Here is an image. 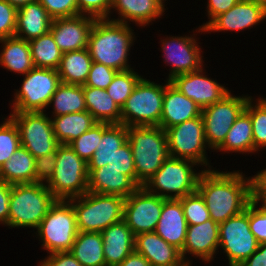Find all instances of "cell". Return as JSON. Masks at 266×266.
<instances>
[{
	"label": "cell",
	"mask_w": 266,
	"mask_h": 266,
	"mask_svg": "<svg viewBox=\"0 0 266 266\" xmlns=\"http://www.w3.org/2000/svg\"><path fill=\"white\" fill-rule=\"evenodd\" d=\"M29 44L36 68L58 69L63 52L56 45L50 31L29 41Z\"/></svg>",
	"instance_id": "8d00e7d4"
},
{
	"label": "cell",
	"mask_w": 266,
	"mask_h": 266,
	"mask_svg": "<svg viewBox=\"0 0 266 266\" xmlns=\"http://www.w3.org/2000/svg\"><path fill=\"white\" fill-rule=\"evenodd\" d=\"M203 197L210 217L221 223L242 213L254 198V178L247 181L239 172H201L197 189Z\"/></svg>",
	"instance_id": "6da1fadb"
},
{
	"label": "cell",
	"mask_w": 266,
	"mask_h": 266,
	"mask_svg": "<svg viewBox=\"0 0 266 266\" xmlns=\"http://www.w3.org/2000/svg\"><path fill=\"white\" fill-rule=\"evenodd\" d=\"M17 125L20 145L35 158L54 152L59 143L51 119L44 112H13L9 116Z\"/></svg>",
	"instance_id": "8fae6325"
},
{
	"label": "cell",
	"mask_w": 266,
	"mask_h": 266,
	"mask_svg": "<svg viewBox=\"0 0 266 266\" xmlns=\"http://www.w3.org/2000/svg\"><path fill=\"white\" fill-rule=\"evenodd\" d=\"M55 201L52 192L43 183L13 184L7 225L38 228Z\"/></svg>",
	"instance_id": "277c9868"
},
{
	"label": "cell",
	"mask_w": 266,
	"mask_h": 266,
	"mask_svg": "<svg viewBox=\"0 0 266 266\" xmlns=\"http://www.w3.org/2000/svg\"><path fill=\"white\" fill-rule=\"evenodd\" d=\"M128 141L127 126L111 124L103 133L97 150L88 161V168H101L111 164L113 157L122 145Z\"/></svg>",
	"instance_id": "1f68e13d"
},
{
	"label": "cell",
	"mask_w": 266,
	"mask_h": 266,
	"mask_svg": "<svg viewBox=\"0 0 266 266\" xmlns=\"http://www.w3.org/2000/svg\"><path fill=\"white\" fill-rule=\"evenodd\" d=\"M134 251L143 255L151 266H190L183 260L181 251L155 231L135 235Z\"/></svg>",
	"instance_id": "d6986e66"
},
{
	"label": "cell",
	"mask_w": 266,
	"mask_h": 266,
	"mask_svg": "<svg viewBox=\"0 0 266 266\" xmlns=\"http://www.w3.org/2000/svg\"><path fill=\"white\" fill-rule=\"evenodd\" d=\"M9 4H11L13 7H15L16 9H19L23 6H25L26 4L33 2L35 0H6Z\"/></svg>",
	"instance_id": "6f0895ef"
},
{
	"label": "cell",
	"mask_w": 266,
	"mask_h": 266,
	"mask_svg": "<svg viewBox=\"0 0 266 266\" xmlns=\"http://www.w3.org/2000/svg\"><path fill=\"white\" fill-rule=\"evenodd\" d=\"M163 198L138 187L125 198L123 220L134 235L153 232L160 219Z\"/></svg>",
	"instance_id": "9a60e30c"
},
{
	"label": "cell",
	"mask_w": 266,
	"mask_h": 266,
	"mask_svg": "<svg viewBox=\"0 0 266 266\" xmlns=\"http://www.w3.org/2000/svg\"><path fill=\"white\" fill-rule=\"evenodd\" d=\"M162 47L166 53L167 62L172 63L173 68L168 80L180 74L202 69V58L195 39L186 36L172 37L169 41L163 40Z\"/></svg>",
	"instance_id": "ffe728a7"
},
{
	"label": "cell",
	"mask_w": 266,
	"mask_h": 266,
	"mask_svg": "<svg viewBox=\"0 0 266 266\" xmlns=\"http://www.w3.org/2000/svg\"><path fill=\"white\" fill-rule=\"evenodd\" d=\"M256 199H258V201L262 200L263 202L266 203V198H256Z\"/></svg>",
	"instance_id": "91938a15"
},
{
	"label": "cell",
	"mask_w": 266,
	"mask_h": 266,
	"mask_svg": "<svg viewBox=\"0 0 266 266\" xmlns=\"http://www.w3.org/2000/svg\"><path fill=\"white\" fill-rule=\"evenodd\" d=\"M165 86L141 78L121 108L125 126H159Z\"/></svg>",
	"instance_id": "52a82bcc"
},
{
	"label": "cell",
	"mask_w": 266,
	"mask_h": 266,
	"mask_svg": "<svg viewBox=\"0 0 266 266\" xmlns=\"http://www.w3.org/2000/svg\"><path fill=\"white\" fill-rule=\"evenodd\" d=\"M259 243L250 230L249 204L234 217L219 223V246L228 258L230 266H239L258 248Z\"/></svg>",
	"instance_id": "7c38bea8"
},
{
	"label": "cell",
	"mask_w": 266,
	"mask_h": 266,
	"mask_svg": "<svg viewBox=\"0 0 266 266\" xmlns=\"http://www.w3.org/2000/svg\"><path fill=\"white\" fill-rule=\"evenodd\" d=\"M53 102L55 117L87 111L85 106L83 85L61 83L50 99Z\"/></svg>",
	"instance_id": "d590c367"
},
{
	"label": "cell",
	"mask_w": 266,
	"mask_h": 266,
	"mask_svg": "<svg viewBox=\"0 0 266 266\" xmlns=\"http://www.w3.org/2000/svg\"><path fill=\"white\" fill-rule=\"evenodd\" d=\"M69 201L75 211L78 231L101 233L112 224L123 220L125 198L122 196L88 191Z\"/></svg>",
	"instance_id": "5b68a950"
},
{
	"label": "cell",
	"mask_w": 266,
	"mask_h": 266,
	"mask_svg": "<svg viewBox=\"0 0 266 266\" xmlns=\"http://www.w3.org/2000/svg\"><path fill=\"white\" fill-rule=\"evenodd\" d=\"M87 111L99 123L121 124V108L105 89L83 85Z\"/></svg>",
	"instance_id": "4316f807"
},
{
	"label": "cell",
	"mask_w": 266,
	"mask_h": 266,
	"mask_svg": "<svg viewBox=\"0 0 266 266\" xmlns=\"http://www.w3.org/2000/svg\"><path fill=\"white\" fill-rule=\"evenodd\" d=\"M88 191L99 194L118 195L127 198L138 186L122 170L104 165L88 168Z\"/></svg>",
	"instance_id": "cb8c5ba5"
},
{
	"label": "cell",
	"mask_w": 266,
	"mask_h": 266,
	"mask_svg": "<svg viewBox=\"0 0 266 266\" xmlns=\"http://www.w3.org/2000/svg\"><path fill=\"white\" fill-rule=\"evenodd\" d=\"M242 0H209L208 15L211 17L210 21L203 25L205 29L218 15H221L232 8L236 3Z\"/></svg>",
	"instance_id": "816d5d0a"
},
{
	"label": "cell",
	"mask_w": 266,
	"mask_h": 266,
	"mask_svg": "<svg viewBox=\"0 0 266 266\" xmlns=\"http://www.w3.org/2000/svg\"><path fill=\"white\" fill-rule=\"evenodd\" d=\"M0 42L5 44L0 54L3 67L23 75L35 68L28 41L14 36L0 39Z\"/></svg>",
	"instance_id": "4dcf8cb0"
},
{
	"label": "cell",
	"mask_w": 266,
	"mask_h": 266,
	"mask_svg": "<svg viewBox=\"0 0 266 266\" xmlns=\"http://www.w3.org/2000/svg\"><path fill=\"white\" fill-rule=\"evenodd\" d=\"M219 246V223L208 219L197 225H188L186 239L181 250L184 260L185 254L199 256L204 261L212 260Z\"/></svg>",
	"instance_id": "7402d4cb"
},
{
	"label": "cell",
	"mask_w": 266,
	"mask_h": 266,
	"mask_svg": "<svg viewBox=\"0 0 266 266\" xmlns=\"http://www.w3.org/2000/svg\"><path fill=\"white\" fill-rule=\"evenodd\" d=\"M254 197L266 198V169L254 177Z\"/></svg>",
	"instance_id": "11a10c76"
},
{
	"label": "cell",
	"mask_w": 266,
	"mask_h": 266,
	"mask_svg": "<svg viewBox=\"0 0 266 266\" xmlns=\"http://www.w3.org/2000/svg\"><path fill=\"white\" fill-rule=\"evenodd\" d=\"M266 18V7L256 0H242L225 13L218 15L202 31L242 30Z\"/></svg>",
	"instance_id": "ac0fdd59"
},
{
	"label": "cell",
	"mask_w": 266,
	"mask_h": 266,
	"mask_svg": "<svg viewBox=\"0 0 266 266\" xmlns=\"http://www.w3.org/2000/svg\"><path fill=\"white\" fill-rule=\"evenodd\" d=\"M92 62L87 48L63 53L57 69L61 83L84 85Z\"/></svg>",
	"instance_id": "f546056e"
},
{
	"label": "cell",
	"mask_w": 266,
	"mask_h": 266,
	"mask_svg": "<svg viewBox=\"0 0 266 266\" xmlns=\"http://www.w3.org/2000/svg\"><path fill=\"white\" fill-rule=\"evenodd\" d=\"M41 266H82L70 251L51 253ZM39 265V266H40Z\"/></svg>",
	"instance_id": "f907efd6"
},
{
	"label": "cell",
	"mask_w": 266,
	"mask_h": 266,
	"mask_svg": "<svg viewBox=\"0 0 266 266\" xmlns=\"http://www.w3.org/2000/svg\"><path fill=\"white\" fill-rule=\"evenodd\" d=\"M116 266H151L150 262L141 254L133 251Z\"/></svg>",
	"instance_id": "9f6ffc18"
},
{
	"label": "cell",
	"mask_w": 266,
	"mask_h": 266,
	"mask_svg": "<svg viewBox=\"0 0 266 266\" xmlns=\"http://www.w3.org/2000/svg\"><path fill=\"white\" fill-rule=\"evenodd\" d=\"M106 266L120 264L134 251L135 235L124 220L101 232Z\"/></svg>",
	"instance_id": "d4e9b609"
},
{
	"label": "cell",
	"mask_w": 266,
	"mask_h": 266,
	"mask_svg": "<svg viewBox=\"0 0 266 266\" xmlns=\"http://www.w3.org/2000/svg\"><path fill=\"white\" fill-rule=\"evenodd\" d=\"M20 146V135L17 125L9 117L0 126V167L7 162Z\"/></svg>",
	"instance_id": "b9f144b4"
},
{
	"label": "cell",
	"mask_w": 266,
	"mask_h": 266,
	"mask_svg": "<svg viewBox=\"0 0 266 266\" xmlns=\"http://www.w3.org/2000/svg\"><path fill=\"white\" fill-rule=\"evenodd\" d=\"M12 184L0 180V221L7 225Z\"/></svg>",
	"instance_id": "f5cc1de1"
},
{
	"label": "cell",
	"mask_w": 266,
	"mask_h": 266,
	"mask_svg": "<svg viewBox=\"0 0 266 266\" xmlns=\"http://www.w3.org/2000/svg\"><path fill=\"white\" fill-rule=\"evenodd\" d=\"M17 9L6 0H0V39L14 37Z\"/></svg>",
	"instance_id": "7dc6e473"
},
{
	"label": "cell",
	"mask_w": 266,
	"mask_h": 266,
	"mask_svg": "<svg viewBox=\"0 0 266 266\" xmlns=\"http://www.w3.org/2000/svg\"><path fill=\"white\" fill-rule=\"evenodd\" d=\"M60 84L56 69H31L25 74L21 90L15 95L13 112H44Z\"/></svg>",
	"instance_id": "30bf717a"
},
{
	"label": "cell",
	"mask_w": 266,
	"mask_h": 266,
	"mask_svg": "<svg viewBox=\"0 0 266 266\" xmlns=\"http://www.w3.org/2000/svg\"><path fill=\"white\" fill-rule=\"evenodd\" d=\"M53 18L38 0L17 9L15 37L31 41L48 33ZM21 33H24L25 37Z\"/></svg>",
	"instance_id": "484cf974"
},
{
	"label": "cell",
	"mask_w": 266,
	"mask_h": 266,
	"mask_svg": "<svg viewBox=\"0 0 266 266\" xmlns=\"http://www.w3.org/2000/svg\"><path fill=\"white\" fill-rule=\"evenodd\" d=\"M201 108L182 94L168 80L165 85L163 108L159 126L166 130L176 124L201 116Z\"/></svg>",
	"instance_id": "44dd1931"
},
{
	"label": "cell",
	"mask_w": 266,
	"mask_h": 266,
	"mask_svg": "<svg viewBox=\"0 0 266 266\" xmlns=\"http://www.w3.org/2000/svg\"><path fill=\"white\" fill-rule=\"evenodd\" d=\"M78 5V15L90 14L96 19H106L111 9L112 0H76Z\"/></svg>",
	"instance_id": "c3c4849f"
},
{
	"label": "cell",
	"mask_w": 266,
	"mask_h": 266,
	"mask_svg": "<svg viewBox=\"0 0 266 266\" xmlns=\"http://www.w3.org/2000/svg\"><path fill=\"white\" fill-rule=\"evenodd\" d=\"M55 166L47 188L56 200H69L88 192V163L69 144L58 145Z\"/></svg>",
	"instance_id": "8992f818"
},
{
	"label": "cell",
	"mask_w": 266,
	"mask_h": 266,
	"mask_svg": "<svg viewBox=\"0 0 266 266\" xmlns=\"http://www.w3.org/2000/svg\"><path fill=\"white\" fill-rule=\"evenodd\" d=\"M118 71L98 62H92L85 86L107 89Z\"/></svg>",
	"instance_id": "ee69618b"
},
{
	"label": "cell",
	"mask_w": 266,
	"mask_h": 266,
	"mask_svg": "<svg viewBox=\"0 0 266 266\" xmlns=\"http://www.w3.org/2000/svg\"><path fill=\"white\" fill-rule=\"evenodd\" d=\"M239 266H266V243L259 244L257 250Z\"/></svg>",
	"instance_id": "db71d44e"
},
{
	"label": "cell",
	"mask_w": 266,
	"mask_h": 266,
	"mask_svg": "<svg viewBox=\"0 0 266 266\" xmlns=\"http://www.w3.org/2000/svg\"><path fill=\"white\" fill-rule=\"evenodd\" d=\"M108 123L97 122L88 131L69 143L75 153L87 163L97 150V145L102 137V133L110 126Z\"/></svg>",
	"instance_id": "f35d334b"
},
{
	"label": "cell",
	"mask_w": 266,
	"mask_h": 266,
	"mask_svg": "<svg viewBox=\"0 0 266 266\" xmlns=\"http://www.w3.org/2000/svg\"><path fill=\"white\" fill-rule=\"evenodd\" d=\"M202 69L180 74L169 81L186 97L193 100L201 110L220 101L229 92L226 88L200 74Z\"/></svg>",
	"instance_id": "2e32d148"
},
{
	"label": "cell",
	"mask_w": 266,
	"mask_h": 266,
	"mask_svg": "<svg viewBox=\"0 0 266 266\" xmlns=\"http://www.w3.org/2000/svg\"><path fill=\"white\" fill-rule=\"evenodd\" d=\"M141 78V76L137 75L131 69L119 71L114 76L112 83L107 87L106 91L113 101L122 108Z\"/></svg>",
	"instance_id": "74e56055"
},
{
	"label": "cell",
	"mask_w": 266,
	"mask_h": 266,
	"mask_svg": "<svg viewBox=\"0 0 266 266\" xmlns=\"http://www.w3.org/2000/svg\"><path fill=\"white\" fill-rule=\"evenodd\" d=\"M164 0H112L111 7L119 11L124 19L112 20L126 23V19L138 24H148L164 12Z\"/></svg>",
	"instance_id": "f1b7e54d"
},
{
	"label": "cell",
	"mask_w": 266,
	"mask_h": 266,
	"mask_svg": "<svg viewBox=\"0 0 266 266\" xmlns=\"http://www.w3.org/2000/svg\"><path fill=\"white\" fill-rule=\"evenodd\" d=\"M248 98L234 97L229 92L220 101L202 109L205 139L211 148L218 149L223 144L231 126L245 110Z\"/></svg>",
	"instance_id": "4fadbf2b"
},
{
	"label": "cell",
	"mask_w": 266,
	"mask_h": 266,
	"mask_svg": "<svg viewBox=\"0 0 266 266\" xmlns=\"http://www.w3.org/2000/svg\"><path fill=\"white\" fill-rule=\"evenodd\" d=\"M96 18L84 14L53 19L50 32L63 52L87 48L91 28Z\"/></svg>",
	"instance_id": "e0dca14e"
},
{
	"label": "cell",
	"mask_w": 266,
	"mask_h": 266,
	"mask_svg": "<svg viewBox=\"0 0 266 266\" xmlns=\"http://www.w3.org/2000/svg\"><path fill=\"white\" fill-rule=\"evenodd\" d=\"M51 122L59 144H69L97 123L88 111L56 116Z\"/></svg>",
	"instance_id": "d6a6232c"
},
{
	"label": "cell",
	"mask_w": 266,
	"mask_h": 266,
	"mask_svg": "<svg viewBox=\"0 0 266 266\" xmlns=\"http://www.w3.org/2000/svg\"><path fill=\"white\" fill-rule=\"evenodd\" d=\"M70 252L82 266H106L100 232L78 231Z\"/></svg>",
	"instance_id": "836d02e7"
},
{
	"label": "cell",
	"mask_w": 266,
	"mask_h": 266,
	"mask_svg": "<svg viewBox=\"0 0 266 266\" xmlns=\"http://www.w3.org/2000/svg\"><path fill=\"white\" fill-rule=\"evenodd\" d=\"M245 111L251 118L254 151H257L258 147H266V98L259 99L254 107L251 104V98H248Z\"/></svg>",
	"instance_id": "ab89813d"
},
{
	"label": "cell",
	"mask_w": 266,
	"mask_h": 266,
	"mask_svg": "<svg viewBox=\"0 0 266 266\" xmlns=\"http://www.w3.org/2000/svg\"><path fill=\"white\" fill-rule=\"evenodd\" d=\"M223 151L252 152L254 141L250 115L244 110L235 120L223 144L218 148Z\"/></svg>",
	"instance_id": "e575fe53"
},
{
	"label": "cell",
	"mask_w": 266,
	"mask_h": 266,
	"mask_svg": "<svg viewBox=\"0 0 266 266\" xmlns=\"http://www.w3.org/2000/svg\"><path fill=\"white\" fill-rule=\"evenodd\" d=\"M53 18H65L78 15L76 0H38Z\"/></svg>",
	"instance_id": "bcb514c9"
},
{
	"label": "cell",
	"mask_w": 266,
	"mask_h": 266,
	"mask_svg": "<svg viewBox=\"0 0 266 266\" xmlns=\"http://www.w3.org/2000/svg\"><path fill=\"white\" fill-rule=\"evenodd\" d=\"M182 204L183 213L188 225H197L211 219L205 201L200 193L195 192L179 198Z\"/></svg>",
	"instance_id": "60d3db41"
},
{
	"label": "cell",
	"mask_w": 266,
	"mask_h": 266,
	"mask_svg": "<svg viewBox=\"0 0 266 266\" xmlns=\"http://www.w3.org/2000/svg\"><path fill=\"white\" fill-rule=\"evenodd\" d=\"M56 150L42 157L35 158V182L42 183L46 180L47 183L52 178L55 171Z\"/></svg>",
	"instance_id": "681fc988"
},
{
	"label": "cell",
	"mask_w": 266,
	"mask_h": 266,
	"mask_svg": "<svg viewBox=\"0 0 266 266\" xmlns=\"http://www.w3.org/2000/svg\"><path fill=\"white\" fill-rule=\"evenodd\" d=\"M165 131L170 157L207 165L204 150L206 139L202 116L176 124Z\"/></svg>",
	"instance_id": "5bb4252c"
},
{
	"label": "cell",
	"mask_w": 266,
	"mask_h": 266,
	"mask_svg": "<svg viewBox=\"0 0 266 266\" xmlns=\"http://www.w3.org/2000/svg\"><path fill=\"white\" fill-rule=\"evenodd\" d=\"M136 185H143L160 169L169 157L167 134L160 126H127Z\"/></svg>",
	"instance_id": "3957f363"
},
{
	"label": "cell",
	"mask_w": 266,
	"mask_h": 266,
	"mask_svg": "<svg viewBox=\"0 0 266 266\" xmlns=\"http://www.w3.org/2000/svg\"><path fill=\"white\" fill-rule=\"evenodd\" d=\"M256 1H258L261 4H263L266 7V0H256Z\"/></svg>",
	"instance_id": "680465c9"
},
{
	"label": "cell",
	"mask_w": 266,
	"mask_h": 266,
	"mask_svg": "<svg viewBox=\"0 0 266 266\" xmlns=\"http://www.w3.org/2000/svg\"><path fill=\"white\" fill-rule=\"evenodd\" d=\"M132 30L126 23L96 19L88 38L87 49L93 62L116 71L129 70L127 56L133 42Z\"/></svg>",
	"instance_id": "7a4b0ae2"
},
{
	"label": "cell",
	"mask_w": 266,
	"mask_h": 266,
	"mask_svg": "<svg viewBox=\"0 0 266 266\" xmlns=\"http://www.w3.org/2000/svg\"><path fill=\"white\" fill-rule=\"evenodd\" d=\"M37 230L43 242L42 245L49 253L70 251L78 234L72 203L56 200Z\"/></svg>",
	"instance_id": "ba28073f"
},
{
	"label": "cell",
	"mask_w": 266,
	"mask_h": 266,
	"mask_svg": "<svg viewBox=\"0 0 266 266\" xmlns=\"http://www.w3.org/2000/svg\"><path fill=\"white\" fill-rule=\"evenodd\" d=\"M194 164L196 165L195 162L190 160L169 156L143 187L149 193L159 195L165 199H179L191 194L196 191L197 182L201 174H197L192 170ZM156 189L163 191V193L160 194L158 192L157 194ZM164 192H174V195L164 194Z\"/></svg>",
	"instance_id": "9c48e42d"
},
{
	"label": "cell",
	"mask_w": 266,
	"mask_h": 266,
	"mask_svg": "<svg viewBox=\"0 0 266 266\" xmlns=\"http://www.w3.org/2000/svg\"><path fill=\"white\" fill-rule=\"evenodd\" d=\"M258 199L255 197L249 203L250 230L259 244L266 243V203L257 208ZM257 208V209H256Z\"/></svg>",
	"instance_id": "7bdbcfd3"
},
{
	"label": "cell",
	"mask_w": 266,
	"mask_h": 266,
	"mask_svg": "<svg viewBox=\"0 0 266 266\" xmlns=\"http://www.w3.org/2000/svg\"><path fill=\"white\" fill-rule=\"evenodd\" d=\"M188 223L186 222L181 201L163 198V207L155 232L167 243L180 251L183 248Z\"/></svg>",
	"instance_id": "603a6c76"
},
{
	"label": "cell",
	"mask_w": 266,
	"mask_h": 266,
	"mask_svg": "<svg viewBox=\"0 0 266 266\" xmlns=\"http://www.w3.org/2000/svg\"><path fill=\"white\" fill-rule=\"evenodd\" d=\"M109 167L122 170V173L127 175L136 184L134 160L132 150L128 141L119 149H117V152L113 157V161L111 162V164H109Z\"/></svg>",
	"instance_id": "f6af8a7d"
},
{
	"label": "cell",
	"mask_w": 266,
	"mask_h": 266,
	"mask_svg": "<svg viewBox=\"0 0 266 266\" xmlns=\"http://www.w3.org/2000/svg\"><path fill=\"white\" fill-rule=\"evenodd\" d=\"M0 180L12 185L35 183V157L20 145L0 167Z\"/></svg>",
	"instance_id": "83f0119b"
}]
</instances>
